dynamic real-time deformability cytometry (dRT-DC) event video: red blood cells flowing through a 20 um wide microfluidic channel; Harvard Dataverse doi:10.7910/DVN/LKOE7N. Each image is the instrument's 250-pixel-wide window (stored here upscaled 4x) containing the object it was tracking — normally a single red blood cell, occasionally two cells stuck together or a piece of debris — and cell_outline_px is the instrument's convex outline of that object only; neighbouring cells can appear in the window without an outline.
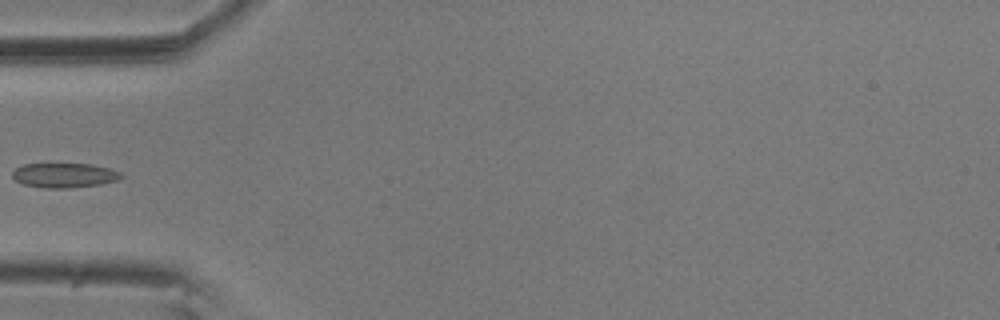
{"species": "common noctule bat (a hibernating species)", "species_latin": "Nyctalus noctula", "temperature_condition": "room temperature", "stored_images_in_passage": 6, "camera_frame_rate_fps": 3000, "um_per_image_px": 0.085, "animal": {"sex": "male", "body_mass_g": 20.5, "forearm_length_mm": 52.5}, "frame": {"image": 1, "passage_image": 5, "time_ms": 1.333, "image_size_px": [1000, 320], "cell_outline_px": [[124, 176], [116, 180], [100, 184], [72, 188], [44, 188], [24, 184], [16, 180], [12, 176], [12, 172], [16, 168], [24, 164], [92, 164], [108, 168], [120, 172]], "centroid_in_image_um": [5.47, 14.9], "position_along_channel_um": 79.5, "area_um2": 15.49}}
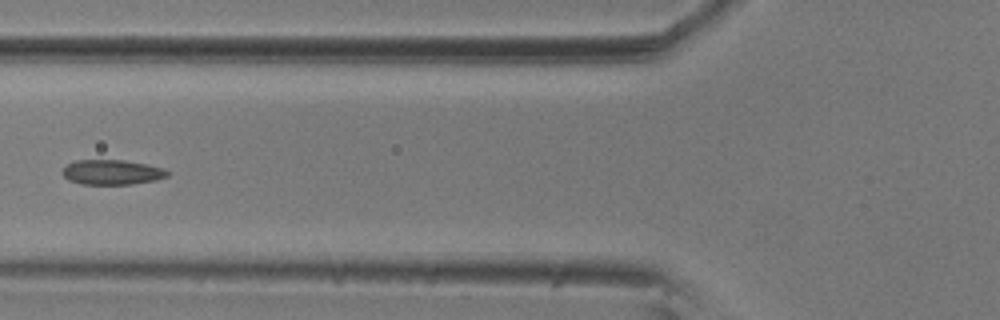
{"frame": {"image": 2, "passage_image": 6, "time_ms": 1.667, "image_size_px": [1000, 320], "cell_outline_px": [[168, 176], [156, 180], [132, 184], [80, 184], [68, 180], [60, 172], [68, 164], [76, 160], [124, 160], [148, 164], [160, 168], [168, 172]], "centroid_in_image_um": [9.48, 14.64], "position_along_channel_um": 116.3, "area_um2": 15.2}}